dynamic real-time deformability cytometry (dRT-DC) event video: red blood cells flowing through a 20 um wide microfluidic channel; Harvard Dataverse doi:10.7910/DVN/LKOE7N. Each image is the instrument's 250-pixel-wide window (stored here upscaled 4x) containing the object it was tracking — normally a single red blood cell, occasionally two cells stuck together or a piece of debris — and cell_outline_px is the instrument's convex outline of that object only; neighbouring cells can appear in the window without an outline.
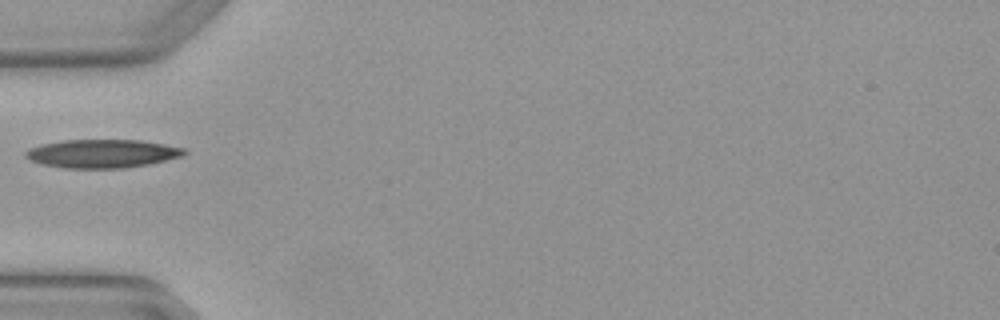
{"species": "Egyptian fruit bat (a non-hibernating species)", "species_latin": "Rousettus aegyptiacus", "temperature_condition": "warm", "stored_images_in_passage": 2, "camera_frame_rate_fps": 3000, "um_per_image_px": 0.085, "animal": {"sex": "female"}, "frame": {"image": 1, "passage_image": 1, "time_ms": 0.0, "image_size_px": [1000, 320], "cell_outline_px": [[188, 152], [184, 156], [148, 164], [124, 168], [64, 168], [44, 164], [32, 160], [24, 156], [24, 152], [28, 148], [44, 144], [64, 140], [140, 140], [164, 144], [184, 148]], "centroid_in_image_um": [8.72, 13.05], "position_along_channel_um": 76.3, "area_um2": 26.18}}
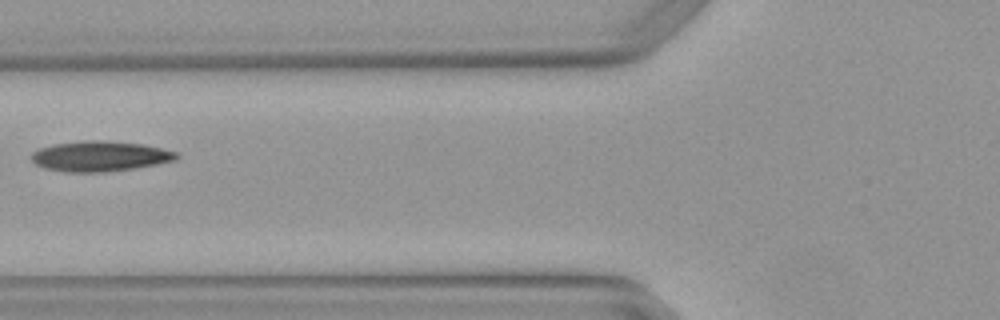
{"frame": {"image": 2, "passage_image": 2, "time_ms": 0.333, "image_size_px": [1000, 320], "cell_outline_px": [[180, 156], [176, 160], [156, 164], [132, 168], [104, 172], [64, 172], [44, 168], [36, 164], [28, 156], [36, 148], [52, 144], [84, 140], [104, 140], [144, 144], [176, 152]], "centroid_in_image_um": [8.43, 13.27], "position_along_channel_um": 117.4, "area_um2": 25.84}}